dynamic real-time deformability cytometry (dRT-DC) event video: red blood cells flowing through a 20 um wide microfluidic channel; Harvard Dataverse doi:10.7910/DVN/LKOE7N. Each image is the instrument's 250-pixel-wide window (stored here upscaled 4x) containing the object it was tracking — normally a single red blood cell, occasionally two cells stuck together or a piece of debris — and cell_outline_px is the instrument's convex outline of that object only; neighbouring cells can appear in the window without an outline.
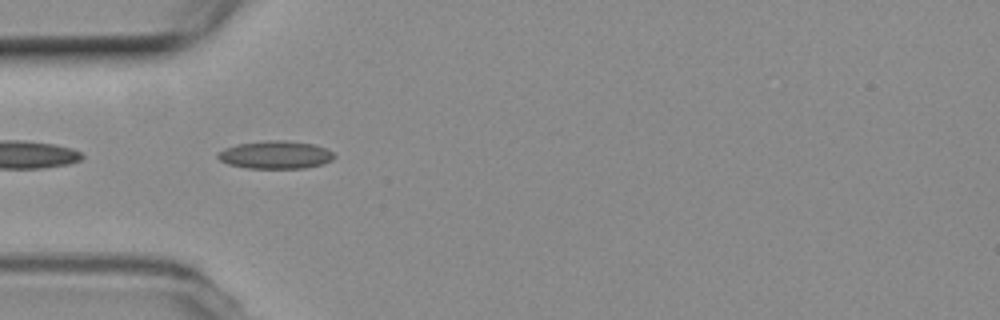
{"species": "common noctule bat (a hibernating species)", "species_latin": "Nyctalus noctula", "temperature_condition": "room temperature", "stored_images_in_passage": 11, "camera_frame_rate_fps": 3000, "um_per_image_px": 0.085, "animal": {"sex": "female", "body_mass_g": 19.3, "forearm_length_mm": 54.1}, "frame": {"image": 1, "passage_image": 2, "time_ms": 0.333, "image_size_px": [1000, 320], "cell_outline_px": [[336, 156], [332, 160], [324, 164], [304, 168], [248, 168], [228, 164], [220, 160], [216, 156], [216, 152], [224, 148], [236, 144], [268, 140], [288, 140], [312, 144], [324, 148], [332, 152]], "centroid_in_image_um": [23.39, 13.16], "position_along_channel_um": 61.6, "area_um2": 19.02}}
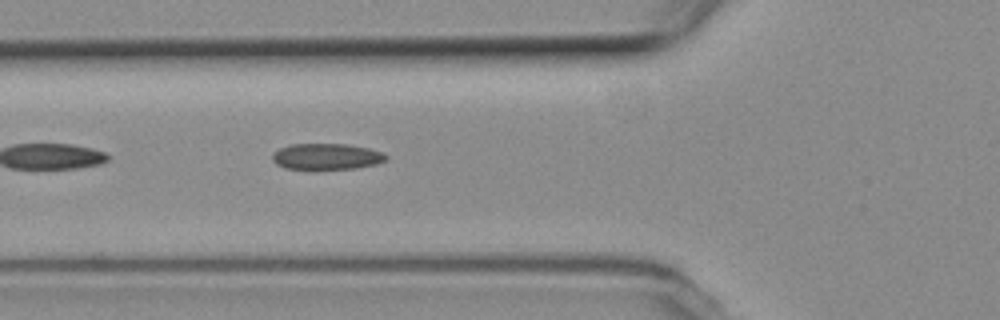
{"frame": {"image": 2, "passage_image": 5, "time_ms": 1.333, "image_size_px": [1000, 320], "cell_outline_px": [[388, 160], [376, 164], [356, 168], [284, 168], [276, 164], [272, 160], [272, 152], [280, 148], [292, 144], [348, 144], [368, 148], [384, 152], [388, 156]], "centroid_in_image_um": [27.78, 13.29], "position_along_channel_um": 98.0, "area_um2": 17.22}}